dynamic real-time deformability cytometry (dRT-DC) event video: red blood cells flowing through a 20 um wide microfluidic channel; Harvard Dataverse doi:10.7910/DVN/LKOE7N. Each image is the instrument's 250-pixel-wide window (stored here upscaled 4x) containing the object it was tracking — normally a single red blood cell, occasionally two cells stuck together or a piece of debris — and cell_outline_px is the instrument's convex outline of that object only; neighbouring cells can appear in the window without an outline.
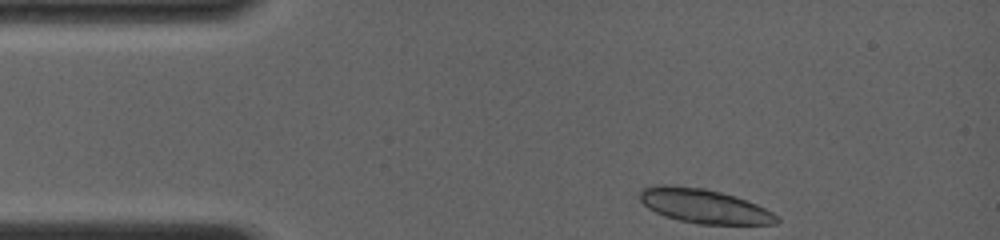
{"species": "common noctule bat (a hibernating species)", "species_latin": "Nyctalus noctula", "temperature_condition": "room temperature", "stored_images_in_passage": 3, "camera_frame_rate_fps": 4000, "um_per_image_px": 0.085, "animal": {"sex": "female", "body_mass_g": 19.0, "forearm_length_mm": 56.7}, "frame": {"image": 1, "passage_image": 1, "time_ms": 0.0, "image_size_px": [1000, 240], "cell_outline_px": [[780, 220], [776, 224], [700, 224], [680, 220], [664, 216], [648, 208], [640, 200], [640, 188], [656, 184], [672, 184], [704, 188], [736, 196], [756, 204], [772, 212]], "centroid_in_image_um": [59.8, 17.49], "position_along_channel_um": 25.2, "area_um2": 27.4}}